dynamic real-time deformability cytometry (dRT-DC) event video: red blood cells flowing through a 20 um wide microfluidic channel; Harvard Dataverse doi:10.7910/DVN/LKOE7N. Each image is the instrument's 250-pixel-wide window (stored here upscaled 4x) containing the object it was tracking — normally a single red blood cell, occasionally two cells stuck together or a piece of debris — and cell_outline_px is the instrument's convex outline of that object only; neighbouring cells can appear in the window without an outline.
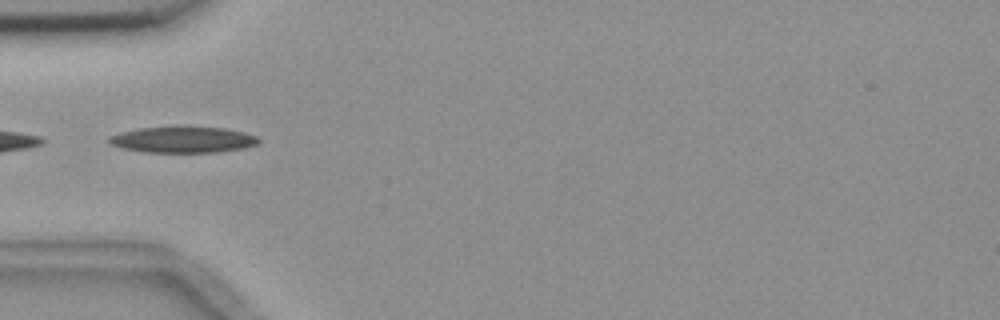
{"species": "common noctule bat (a hibernating species)", "species_latin": "Nyctalus noctula", "temperature_condition": "room temperature", "stored_images_in_passage": 11, "camera_frame_rate_fps": 3000, "um_per_image_px": 0.085, "animal": {"sex": "female", "body_mass_g": 18.4}, "frame": {"image": 1, "passage_image": 5, "time_ms": 5.667, "image_size_px": [1000, 320], "cell_outline_px": [[260, 144], [244, 148], [216, 152], [144, 152], [124, 148], [112, 144], [108, 140], [112, 136], [124, 132], [140, 128], [176, 124], [184, 124], [224, 128], [244, 132], [256, 136], [260, 140]], "centroid_in_image_um": [15.63, 11.83], "position_along_channel_um": 69.4, "area_um2": 23.35}}
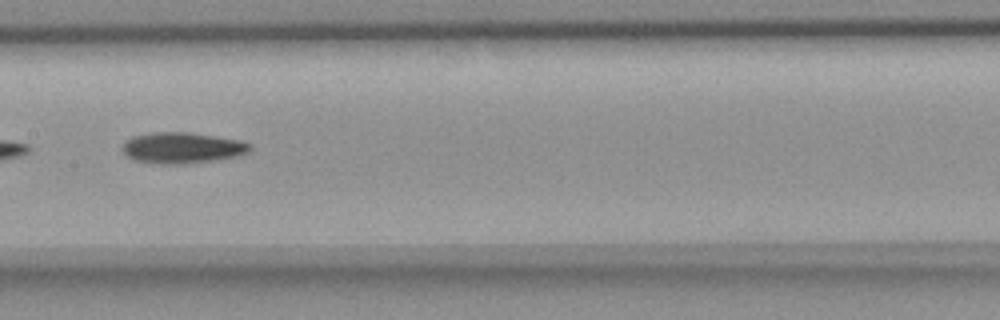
{"frame": {"image": 2, "passage_image": 8, "time_ms": 9.0, "image_size_px": [1000, 320], "cell_outline_px": [[252, 148], [248, 152], [236, 156], [188, 164], [160, 164], [132, 160], [124, 152], [124, 144], [132, 136], [156, 132], [188, 132], [240, 140], [252, 144]], "centroid_in_image_um": [15.51, 12.57], "position_along_channel_um": 191.9, "area_um2": 22.89}}
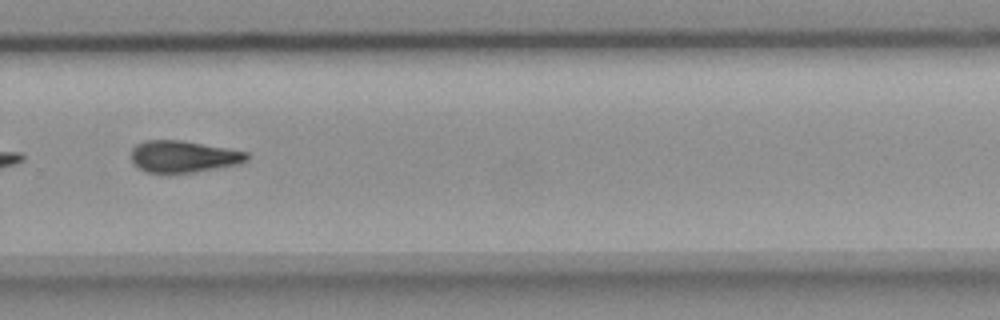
{"frame": {"image": 3, "passage_image": 11, "time_ms": 12.333, "image_size_px": [1000, 320], "cell_outline_px": [[248, 160], [236, 164], [196, 172], [148, 172], [140, 168], [132, 160], [132, 148], [136, 144], [148, 140], [180, 140], [248, 152]], "centroid_in_image_um": [15.59, 13.29], "position_along_channel_um": 314.2, "area_um2": 20.92}}